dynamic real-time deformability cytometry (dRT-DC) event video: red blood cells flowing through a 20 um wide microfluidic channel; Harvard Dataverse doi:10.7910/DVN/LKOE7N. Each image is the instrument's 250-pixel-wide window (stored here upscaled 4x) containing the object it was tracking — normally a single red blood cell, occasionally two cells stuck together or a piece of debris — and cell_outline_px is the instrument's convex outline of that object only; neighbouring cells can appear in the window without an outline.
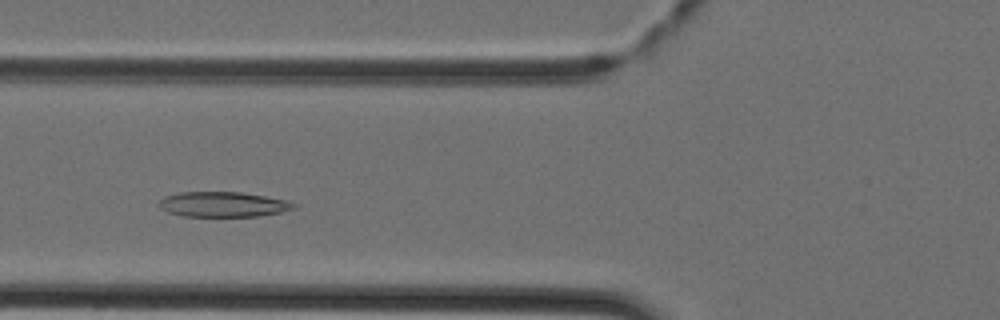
{"species": "Egyptian fruit bat (a non-hibernating species)", "species_latin": "Rousettus aegyptiacus", "temperature_condition": "cold", "stored_images_in_passage": 38, "segment_of_instrument_passage": [1, 2], "camera_frame_rate_fps": 3000, "um_per_image_px": 0.085, "animal": {"sex": "female"}, "frame": {"image": 1, "passage_image": 9, "time_ms": 2.667, "image_size_px": [1000, 320], "cell_outline_px": [[296, 208], [280, 212], [260, 216], [184, 216], [168, 212], [160, 208], [160, 200], [164, 196], [180, 192], [240, 192], [288, 200], [296, 204]], "centroid_in_image_um": [18.98, 17.37], "position_along_channel_um": 106.8, "area_um2": 19.65}}
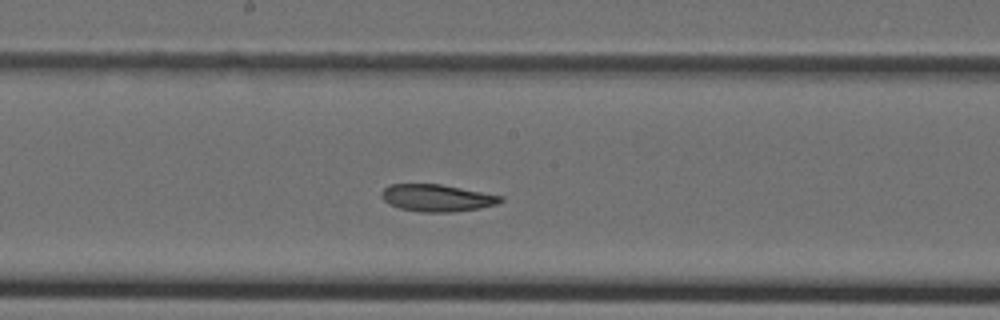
{"frame": {"image": 2, "passage_image": 16, "time_ms": 5.0, "image_size_px": [1000, 320], "cell_outline_px": [[504, 200], [496, 204], [480, 208], [452, 212], [420, 212], [400, 208], [388, 204], [380, 196], [380, 192], [388, 184], [440, 184], [504, 196]], "centroid_in_image_um": [37.12, 16.82], "position_along_channel_um": 211.1, "area_um2": 18.9}}
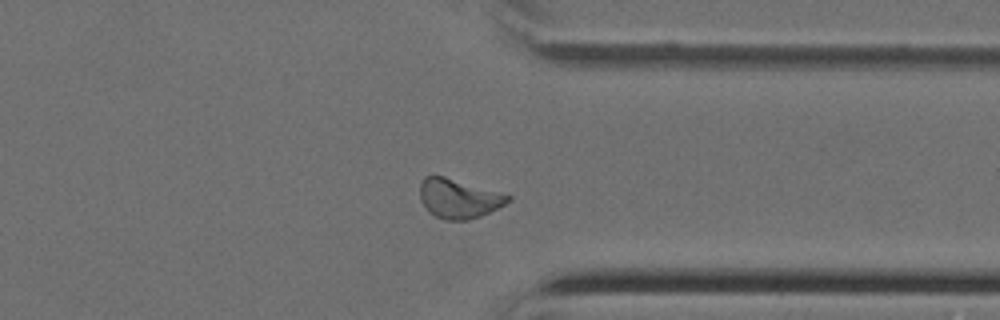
{"frame": {"image": 3, "passage_image": 27, "time_ms": 8.667, "image_size_px": [1000, 320], "cell_outline_px": [[512, 200], [480, 216], [468, 220], [448, 220], [436, 216], [428, 212], [424, 208], [420, 200], [420, 184], [424, 176], [444, 176], [512, 196]], "centroid_in_image_um": [38.95, 16.88], "position_along_channel_um": 372.5, "area_um2": 20.0}}